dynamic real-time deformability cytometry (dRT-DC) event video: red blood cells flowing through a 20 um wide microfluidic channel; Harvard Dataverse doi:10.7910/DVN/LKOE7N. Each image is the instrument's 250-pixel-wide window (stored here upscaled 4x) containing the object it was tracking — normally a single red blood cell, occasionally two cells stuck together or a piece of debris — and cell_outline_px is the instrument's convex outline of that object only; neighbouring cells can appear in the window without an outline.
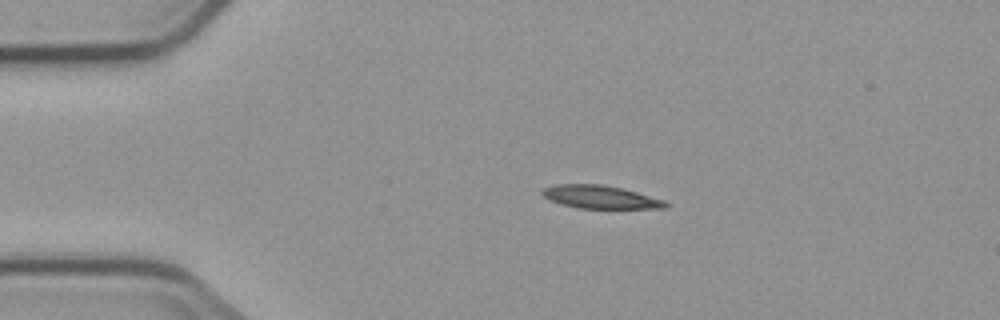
{"species": "common noctule bat (a hibernating species)", "species_latin": "Nyctalus noctula", "temperature_condition": "cold", "stored_images_in_passage": 4, "camera_frame_rate_fps": 3000, "um_per_image_px": 0.085, "animal": {"sex": "male", "body_mass_g": 23.1, "forearm_length_mm": 52.7}, "frame": {"image": 1, "passage_image": 1, "time_ms": 0.0, "image_size_px": [1000, 320], "cell_outline_px": [[668, 204], [664, 208], [580, 208], [564, 204], [552, 200], [544, 196], [540, 192], [544, 188], [556, 184], [604, 184], [636, 192], [664, 200]], "centroid_in_image_um": [51.02, 16.73], "position_along_channel_um": 34.0, "area_um2": 16.18}}
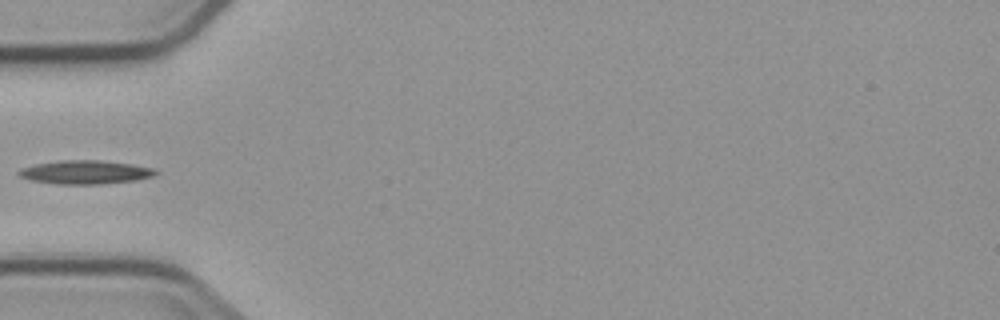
{"frame": {"image": 2, "passage_image": 3, "time_ms": 2.333, "image_size_px": [1000, 320], "cell_outline_px": [[160, 172], [152, 176], [136, 180], [100, 184], [56, 184], [32, 180], [20, 176], [16, 172], [20, 168], [36, 164], [60, 160], [100, 160], [132, 164], [152, 168]], "centroid_in_image_um": [7.24, 14.63], "position_along_channel_um": 77.8, "area_um2": 18.79}}
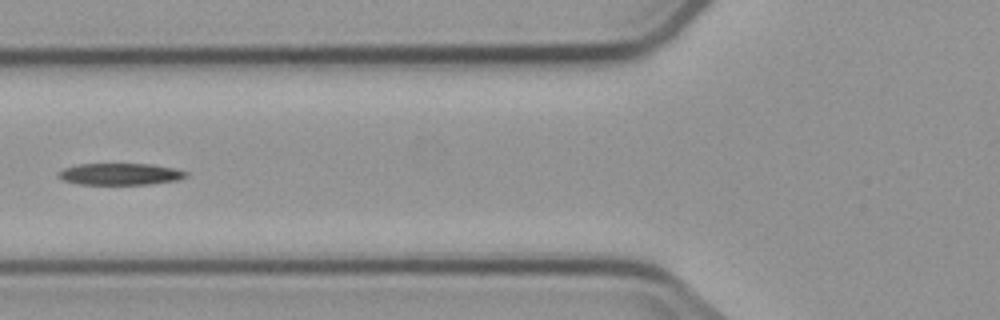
{"frame": {"image": 3, "passage_image": 4, "time_ms": 3.333, "image_size_px": [1000, 320], "cell_outline_px": [[188, 176], [180, 180], [148, 184], [80, 184], [64, 180], [56, 176], [56, 172], [64, 168], [80, 164], [152, 164], [176, 168], [188, 172]], "centroid_in_image_um": [10.25, 14.79], "position_along_channel_um": 115.6, "area_um2": 16.24}}